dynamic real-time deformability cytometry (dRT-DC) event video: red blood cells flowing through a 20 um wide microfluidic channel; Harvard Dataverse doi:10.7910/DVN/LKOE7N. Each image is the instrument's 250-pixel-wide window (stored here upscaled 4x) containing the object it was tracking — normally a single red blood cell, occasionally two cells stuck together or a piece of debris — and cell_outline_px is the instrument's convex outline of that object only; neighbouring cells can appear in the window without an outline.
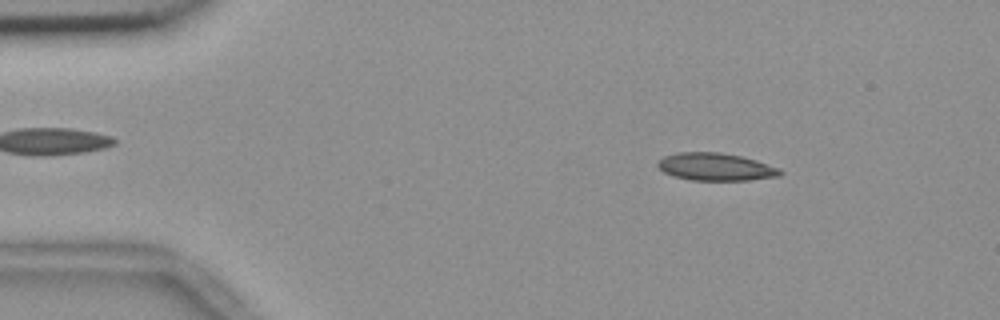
{"species": "common noctule bat (a hibernating species)", "species_latin": "Nyctalus noctula", "temperature_condition": "room temperature", "stored_images_in_passage": 54, "camera_frame_rate_fps": 3000, "um_per_image_px": 0.085, "animal": {"sex": "female", "body_mass_g": 18.4}, "frame": {"image": 1, "passage_image": 7, "time_ms": 2.0, "image_size_px": [1000, 320], "cell_outline_px": [[784, 172], [780, 176], [752, 180], [688, 180], [672, 176], [664, 172], [656, 164], [664, 156], [676, 152], [720, 152], [740, 156], [756, 160], [780, 168]], "centroid_in_image_um": [60.84, 14.19], "position_along_channel_um": 24.2, "area_um2": 19.83}}
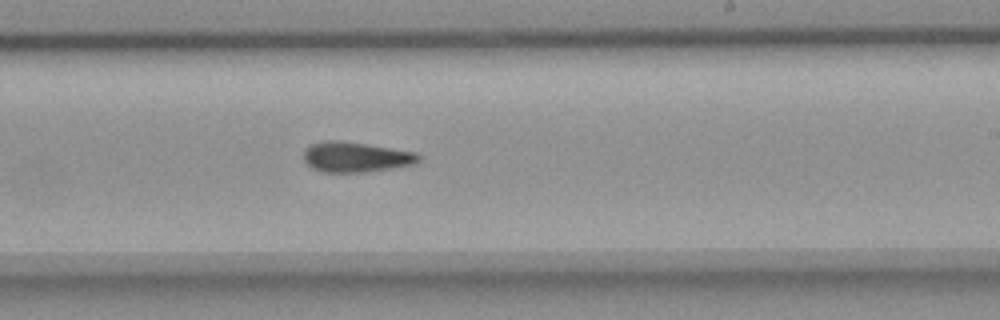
{"frame": {"image": 2, "passage_image": 32, "time_ms": 10.333, "image_size_px": [1000, 320], "cell_outline_px": [[420, 160], [416, 164], [392, 168], [364, 172], [320, 172], [312, 168], [304, 160], [304, 148], [312, 144], [324, 140], [336, 140], [368, 144], [416, 152], [420, 156]], "centroid_in_image_um": [30.24, 13.34], "position_along_channel_um": 258.8, "area_um2": 20.35}}
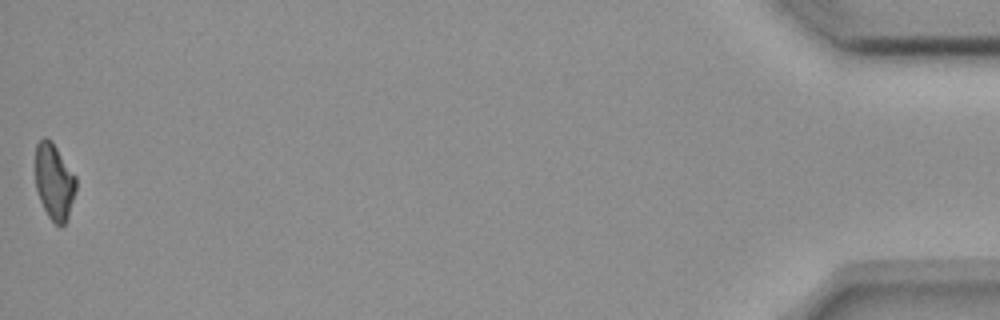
{"frame": {"image": 3, "passage_image": 54, "time_ms": 17.667, "image_size_px": [1000, 320], "cell_outline_px": [[76, 188], [68, 216], [64, 224], [60, 228], [48, 216], [40, 200], [36, 188], [36, 144], [44, 136], [52, 140], [76, 176]], "centroid_in_image_um": [4.61, 15.41], "position_along_channel_um": 430.6, "area_um2": 17.98}, "authors_computed_cell_mechanics": {"area_um2": 19.7965, "velocity_mm_per_s": 3.6717, "shape_relaxation_time_tau1_ms": null, "shape_relaxation_time_tau2_ms": 9.5972, "deformation_change_tau1": null, "deformation_change_tau2": 0.1784}}